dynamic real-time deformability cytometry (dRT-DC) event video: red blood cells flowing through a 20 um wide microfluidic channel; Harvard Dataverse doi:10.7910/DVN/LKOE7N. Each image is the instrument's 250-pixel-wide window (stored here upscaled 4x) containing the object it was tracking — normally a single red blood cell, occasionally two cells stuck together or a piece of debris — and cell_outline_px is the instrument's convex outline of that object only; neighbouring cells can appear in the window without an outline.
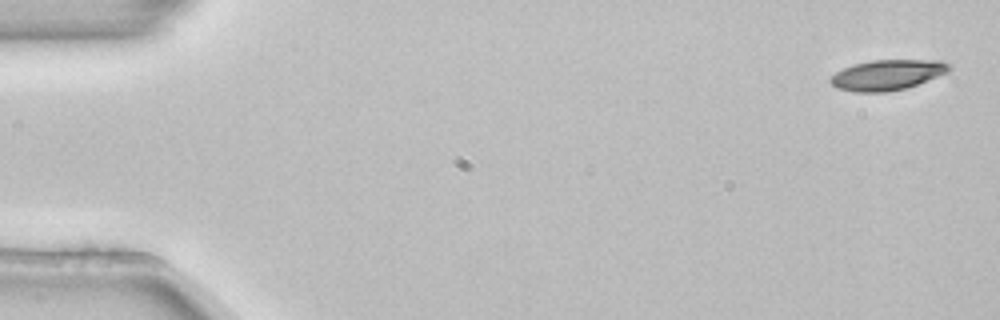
{"species": "common noctule bat (a hibernating species)", "species_latin": "Nyctalus noctula", "temperature_condition": "room temperature", "stored_images_in_passage": 5, "camera_frame_rate_fps": 3000, "um_per_image_px": 0.085, "animal": {"sex": "female", "body_mass_g": 22.7, "forearm_length_mm": 54.2}, "frame": {"image": 1, "passage_image": 1, "time_ms": 0.0, "image_size_px": [1000, 320], "cell_outline_px": [[952, 68], [948, 72], [916, 84], [904, 88], [888, 92], [856, 92], [836, 88], [828, 80], [836, 72], [852, 64], [872, 60], [940, 60], [952, 64]], "centroid_in_image_um": [75.42, 6.36], "position_along_channel_um": 9.6, "area_um2": 20.98}}